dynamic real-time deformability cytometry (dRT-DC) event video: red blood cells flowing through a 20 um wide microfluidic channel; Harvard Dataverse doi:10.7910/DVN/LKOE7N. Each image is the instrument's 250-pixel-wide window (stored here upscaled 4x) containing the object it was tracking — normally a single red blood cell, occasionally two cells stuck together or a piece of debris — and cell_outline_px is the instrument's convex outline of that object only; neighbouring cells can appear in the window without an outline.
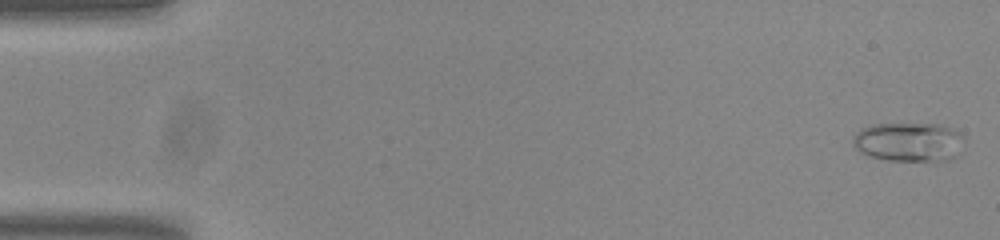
{"species": "common noctule bat (a hibernating species)", "species_latin": "Nyctalus noctula", "temperature_condition": "room temperature", "stored_images_in_passage": 53, "camera_frame_rate_fps": 3000, "um_per_image_px": 0.085, "animal": {"sex": "male", "body_mass_g": 20.0, "forearm_length_mm": 53.3}, "frame": {"image": 1, "passage_image": 1, "time_ms": 0.0, "image_size_px": [1000, 240], "cell_outline_px": [[964, 152], [960, 156], [952, 160], [888, 160], [872, 156], [860, 152], [852, 148], [852, 136], [860, 128], [872, 124], [940, 124], [952, 128], [960, 132]], "centroid_in_image_um": [77.26, 12.06], "position_along_channel_um": 7.7, "area_um2": 25.84}}
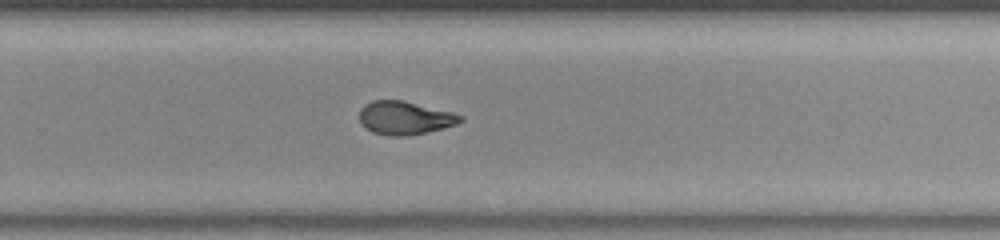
{"frame": {"image": 2, "passage_image": 35, "time_ms": 11.333, "image_size_px": [1000, 240], "cell_outline_px": [[464, 120], [456, 124], [444, 128], [404, 136], [388, 136], [372, 132], [364, 128], [360, 124], [360, 108], [364, 104], [372, 100], [400, 100], [452, 112], [464, 116]], "centroid_in_image_um": [34.37, 10.02], "position_along_channel_um": 295.4, "area_um2": 19.59}}
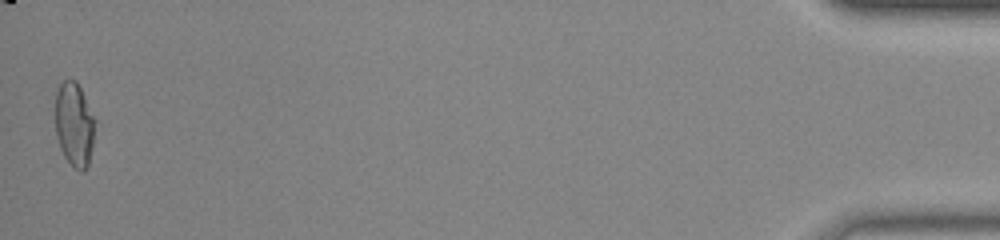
{"frame": {"image": 3, "passage_image": 53, "time_ms": 17.333, "image_size_px": [1000, 240], "cell_outline_px": [[100, 124], [88, 164], [84, 172], [80, 172], [64, 156], [60, 148], [56, 136], [56, 92], [60, 84], [64, 80], [76, 80]], "centroid_in_image_um": [6.39, 10.58], "position_along_channel_um": 428.8, "area_um2": 20.23}, "authors_computed_cell_mechanics": {"area_um2": 20.0566, "velocity_mm_per_s": 3.8112, "shape_relaxation_time_tau1_ms": 7.1992, "shape_relaxation_time_tau2_ms": 1.6988, "deformation_change_tau1": 0.2088, "deformation_change_tau2": 0.0729}}